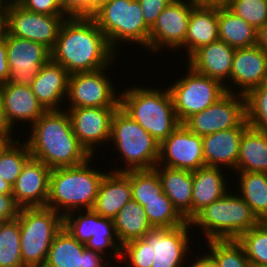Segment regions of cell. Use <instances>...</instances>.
<instances>
[{
  "mask_svg": "<svg viewBox=\"0 0 267 267\" xmlns=\"http://www.w3.org/2000/svg\"><path fill=\"white\" fill-rule=\"evenodd\" d=\"M117 55L90 16H69L51 50V59L69 74L113 66Z\"/></svg>",
  "mask_w": 267,
  "mask_h": 267,
  "instance_id": "6da1fadb",
  "label": "cell"
},
{
  "mask_svg": "<svg viewBox=\"0 0 267 267\" xmlns=\"http://www.w3.org/2000/svg\"><path fill=\"white\" fill-rule=\"evenodd\" d=\"M24 136L32 158L50 169L77 166L91 157L76 138L64 109L46 111Z\"/></svg>",
  "mask_w": 267,
  "mask_h": 267,
  "instance_id": "7a4b0ae2",
  "label": "cell"
},
{
  "mask_svg": "<svg viewBox=\"0 0 267 267\" xmlns=\"http://www.w3.org/2000/svg\"><path fill=\"white\" fill-rule=\"evenodd\" d=\"M94 157L77 166L51 170L46 207L62 216L76 210H92L100 183L108 172L92 167Z\"/></svg>",
  "mask_w": 267,
  "mask_h": 267,
  "instance_id": "3957f363",
  "label": "cell"
},
{
  "mask_svg": "<svg viewBox=\"0 0 267 267\" xmlns=\"http://www.w3.org/2000/svg\"><path fill=\"white\" fill-rule=\"evenodd\" d=\"M139 85L119 91L120 108L160 144L181 124L170 91L167 86Z\"/></svg>",
  "mask_w": 267,
  "mask_h": 267,
  "instance_id": "277c9868",
  "label": "cell"
},
{
  "mask_svg": "<svg viewBox=\"0 0 267 267\" xmlns=\"http://www.w3.org/2000/svg\"><path fill=\"white\" fill-rule=\"evenodd\" d=\"M90 17L104 33L110 47L116 53H119L118 50L122 47L119 45L128 46V43L129 45L133 43L132 47L140 45L144 51L148 50L150 28L144 21L138 0L102 1Z\"/></svg>",
  "mask_w": 267,
  "mask_h": 267,
  "instance_id": "5b68a950",
  "label": "cell"
},
{
  "mask_svg": "<svg viewBox=\"0 0 267 267\" xmlns=\"http://www.w3.org/2000/svg\"><path fill=\"white\" fill-rule=\"evenodd\" d=\"M232 192L204 207L189 221L191 228L197 227L201 231L197 233H203V240H236L260 222L238 193Z\"/></svg>",
  "mask_w": 267,
  "mask_h": 267,
  "instance_id": "8992f818",
  "label": "cell"
},
{
  "mask_svg": "<svg viewBox=\"0 0 267 267\" xmlns=\"http://www.w3.org/2000/svg\"><path fill=\"white\" fill-rule=\"evenodd\" d=\"M110 141L108 145L115 146L113 151L121 154L117 157L120 165L125 164L118 168L114 165L111 171L153 169L158 163L160 144L120 107L112 118Z\"/></svg>",
  "mask_w": 267,
  "mask_h": 267,
  "instance_id": "52a82bcc",
  "label": "cell"
},
{
  "mask_svg": "<svg viewBox=\"0 0 267 267\" xmlns=\"http://www.w3.org/2000/svg\"><path fill=\"white\" fill-rule=\"evenodd\" d=\"M20 245L26 267H43L50 245L63 228V216L48 207L20 208Z\"/></svg>",
  "mask_w": 267,
  "mask_h": 267,
  "instance_id": "ba28073f",
  "label": "cell"
},
{
  "mask_svg": "<svg viewBox=\"0 0 267 267\" xmlns=\"http://www.w3.org/2000/svg\"><path fill=\"white\" fill-rule=\"evenodd\" d=\"M63 227L86 248L107 256L115 265L120 263L122 245L113 219L100 216L93 210H76L63 216Z\"/></svg>",
  "mask_w": 267,
  "mask_h": 267,
  "instance_id": "9c48e42d",
  "label": "cell"
},
{
  "mask_svg": "<svg viewBox=\"0 0 267 267\" xmlns=\"http://www.w3.org/2000/svg\"><path fill=\"white\" fill-rule=\"evenodd\" d=\"M186 68L185 75L183 73L167 86L180 123L203 111L226 93L225 86L220 81L204 76L188 65Z\"/></svg>",
  "mask_w": 267,
  "mask_h": 267,
  "instance_id": "30bf717a",
  "label": "cell"
},
{
  "mask_svg": "<svg viewBox=\"0 0 267 267\" xmlns=\"http://www.w3.org/2000/svg\"><path fill=\"white\" fill-rule=\"evenodd\" d=\"M109 68L113 67L107 66L92 72L70 74L66 98V103H69L68 105L65 104L64 107H120V92H118V86L117 88L114 87V80L108 74Z\"/></svg>",
  "mask_w": 267,
  "mask_h": 267,
  "instance_id": "8fae6325",
  "label": "cell"
},
{
  "mask_svg": "<svg viewBox=\"0 0 267 267\" xmlns=\"http://www.w3.org/2000/svg\"><path fill=\"white\" fill-rule=\"evenodd\" d=\"M246 119L245 96L226 92L215 103L182 124L199 136L238 127Z\"/></svg>",
  "mask_w": 267,
  "mask_h": 267,
  "instance_id": "7c38bea8",
  "label": "cell"
},
{
  "mask_svg": "<svg viewBox=\"0 0 267 267\" xmlns=\"http://www.w3.org/2000/svg\"><path fill=\"white\" fill-rule=\"evenodd\" d=\"M196 4L192 0L171 1L150 29L149 54H158L163 48L177 51L185 42L191 10Z\"/></svg>",
  "mask_w": 267,
  "mask_h": 267,
  "instance_id": "4fadbf2b",
  "label": "cell"
},
{
  "mask_svg": "<svg viewBox=\"0 0 267 267\" xmlns=\"http://www.w3.org/2000/svg\"><path fill=\"white\" fill-rule=\"evenodd\" d=\"M69 15H46L31 12L19 4L8 8L7 33L18 38L43 44L50 51L54 48L62 23Z\"/></svg>",
  "mask_w": 267,
  "mask_h": 267,
  "instance_id": "5bb4252c",
  "label": "cell"
},
{
  "mask_svg": "<svg viewBox=\"0 0 267 267\" xmlns=\"http://www.w3.org/2000/svg\"><path fill=\"white\" fill-rule=\"evenodd\" d=\"M190 222L175 228H153L143 239L152 246L154 259L151 267H185L193 253ZM191 237V238H190ZM190 245V246H189ZM190 254H189V253ZM188 255V258H187Z\"/></svg>",
  "mask_w": 267,
  "mask_h": 267,
  "instance_id": "9a60e30c",
  "label": "cell"
},
{
  "mask_svg": "<svg viewBox=\"0 0 267 267\" xmlns=\"http://www.w3.org/2000/svg\"><path fill=\"white\" fill-rule=\"evenodd\" d=\"M118 108H64L76 138L91 156L110 142L112 118Z\"/></svg>",
  "mask_w": 267,
  "mask_h": 267,
  "instance_id": "2e32d148",
  "label": "cell"
},
{
  "mask_svg": "<svg viewBox=\"0 0 267 267\" xmlns=\"http://www.w3.org/2000/svg\"><path fill=\"white\" fill-rule=\"evenodd\" d=\"M5 39L10 67L8 83L31 86L42 66L51 58V51L41 43L8 33Z\"/></svg>",
  "mask_w": 267,
  "mask_h": 267,
  "instance_id": "e0dca14e",
  "label": "cell"
},
{
  "mask_svg": "<svg viewBox=\"0 0 267 267\" xmlns=\"http://www.w3.org/2000/svg\"><path fill=\"white\" fill-rule=\"evenodd\" d=\"M157 165L194 171L205 166L202 136L182 123L159 146Z\"/></svg>",
  "mask_w": 267,
  "mask_h": 267,
  "instance_id": "ac0fdd59",
  "label": "cell"
},
{
  "mask_svg": "<svg viewBox=\"0 0 267 267\" xmlns=\"http://www.w3.org/2000/svg\"><path fill=\"white\" fill-rule=\"evenodd\" d=\"M266 81L267 53L257 45L235 49L230 80L225 85L226 92L245 96Z\"/></svg>",
  "mask_w": 267,
  "mask_h": 267,
  "instance_id": "d6986e66",
  "label": "cell"
},
{
  "mask_svg": "<svg viewBox=\"0 0 267 267\" xmlns=\"http://www.w3.org/2000/svg\"><path fill=\"white\" fill-rule=\"evenodd\" d=\"M51 170L32 157L25 163L12 186V195L20 208L46 207Z\"/></svg>",
  "mask_w": 267,
  "mask_h": 267,
  "instance_id": "ffe728a7",
  "label": "cell"
},
{
  "mask_svg": "<svg viewBox=\"0 0 267 267\" xmlns=\"http://www.w3.org/2000/svg\"><path fill=\"white\" fill-rule=\"evenodd\" d=\"M248 126L245 119L238 127L202 136L205 166L236 172L240 140Z\"/></svg>",
  "mask_w": 267,
  "mask_h": 267,
  "instance_id": "44dd1931",
  "label": "cell"
},
{
  "mask_svg": "<svg viewBox=\"0 0 267 267\" xmlns=\"http://www.w3.org/2000/svg\"><path fill=\"white\" fill-rule=\"evenodd\" d=\"M5 118L14 130L18 122H28V129L47 110L34 95L31 86L5 83L0 85Z\"/></svg>",
  "mask_w": 267,
  "mask_h": 267,
  "instance_id": "7402d4cb",
  "label": "cell"
},
{
  "mask_svg": "<svg viewBox=\"0 0 267 267\" xmlns=\"http://www.w3.org/2000/svg\"><path fill=\"white\" fill-rule=\"evenodd\" d=\"M69 75L65 68L50 58L32 81V91L47 111L64 109Z\"/></svg>",
  "mask_w": 267,
  "mask_h": 267,
  "instance_id": "603a6c76",
  "label": "cell"
},
{
  "mask_svg": "<svg viewBox=\"0 0 267 267\" xmlns=\"http://www.w3.org/2000/svg\"><path fill=\"white\" fill-rule=\"evenodd\" d=\"M234 53L235 48L218 39L202 46L186 60L194 71L225 86L230 80Z\"/></svg>",
  "mask_w": 267,
  "mask_h": 267,
  "instance_id": "cb8c5ba5",
  "label": "cell"
},
{
  "mask_svg": "<svg viewBox=\"0 0 267 267\" xmlns=\"http://www.w3.org/2000/svg\"><path fill=\"white\" fill-rule=\"evenodd\" d=\"M132 200L130 179L123 172L109 170L102 179L92 210L114 219L123 206Z\"/></svg>",
  "mask_w": 267,
  "mask_h": 267,
  "instance_id": "d4e9b609",
  "label": "cell"
},
{
  "mask_svg": "<svg viewBox=\"0 0 267 267\" xmlns=\"http://www.w3.org/2000/svg\"><path fill=\"white\" fill-rule=\"evenodd\" d=\"M218 39V8L196 4L191 10L185 42L177 50H186L188 59L196 50Z\"/></svg>",
  "mask_w": 267,
  "mask_h": 267,
  "instance_id": "484cf974",
  "label": "cell"
},
{
  "mask_svg": "<svg viewBox=\"0 0 267 267\" xmlns=\"http://www.w3.org/2000/svg\"><path fill=\"white\" fill-rule=\"evenodd\" d=\"M224 173L221 167L209 166L192 171V218L204 207L234 189L229 186L231 184H228Z\"/></svg>",
  "mask_w": 267,
  "mask_h": 267,
  "instance_id": "4316f807",
  "label": "cell"
},
{
  "mask_svg": "<svg viewBox=\"0 0 267 267\" xmlns=\"http://www.w3.org/2000/svg\"><path fill=\"white\" fill-rule=\"evenodd\" d=\"M164 194L174 208L189 222L192 219V171L156 165Z\"/></svg>",
  "mask_w": 267,
  "mask_h": 267,
  "instance_id": "83f0119b",
  "label": "cell"
},
{
  "mask_svg": "<svg viewBox=\"0 0 267 267\" xmlns=\"http://www.w3.org/2000/svg\"><path fill=\"white\" fill-rule=\"evenodd\" d=\"M236 171L267 173V133L248 126L240 140Z\"/></svg>",
  "mask_w": 267,
  "mask_h": 267,
  "instance_id": "f1b7e54d",
  "label": "cell"
},
{
  "mask_svg": "<svg viewBox=\"0 0 267 267\" xmlns=\"http://www.w3.org/2000/svg\"><path fill=\"white\" fill-rule=\"evenodd\" d=\"M218 32L219 40L235 49L249 48L257 44V29L228 7L218 8Z\"/></svg>",
  "mask_w": 267,
  "mask_h": 267,
  "instance_id": "f546056e",
  "label": "cell"
},
{
  "mask_svg": "<svg viewBox=\"0 0 267 267\" xmlns=\"http://www.w3.org/2000/svg\"><path fill=\"white\" fill-rule=\"evenodd\" d=\"M238 195L249 205L260 222L267 218V173L236 171ZM239 187V188H238ZM238 188V189H236Z\"/></svg>",
  "mask_w": 267,
  "mask_h": 267,
  "instance_id": "4dcf8cb0",
  "label": "cell"
},
{
  "mask_svg": "<svg viewBox=\"0 0 267 267\" xmlns=\"http://www.w3.org/2000/svg\"><path fill=\"white\" fill-rule=\"evenodd\" d=\"M84 262L85 244L63 227L52 241L43 267H84Z\"/></svg>",
  "mask_w": 267,
  "mask_h": 267,
  "instance_id": "1f68e13d",
  "label": "cell"
},
{
  "mask_svg": "<svg viewBox=\"0 0 267 267\" xmlns=\"http://www.w3.org/2000/svg\"><path fill=\"white\" fill-rule=\"evenodd\" d=\"M119 242L125 243L143 238L153 227L139 203L134 200L127 202L113 219Z\"/></svg>",
  "mask_w": 267,
  "mask_h": 267,
  "instance_id": "d6a6232c",
  "label": "cell"
},
{
  "mask_svg": "<svg viewBox=\"0 0 267 267\" xmlns=\"http://www.w3.org/2000/svg\"><path fill=\"white\" fill-rule=\"evenodd\" d=\"M17 138L10 140L0 152V177L12 186L32 157L26 141L19 136Z\"/></svg>",
  "mask_w": 267,
  "mask_h": 267,
  "instance_id": "836d02e7",
  "label": "cell"
},
{
  "mask_svg": "<svg viewBox=\"0 0 267 267\" xmlns=\"http://www.w3.org/2000/svg\"><path fill=\"white\" fill-rule=\"evenodd\" d=\"M129 179L132 188V200L142 207L146 202L158 199L163 193L157 171L153 169L128 170L123 172Z\"/></svg>",
  "mask_w": 267,
  "mask_h": 267,
  "instance_id": "e575fe53",
  "label": "cell"
},
{
  "mask_svg": "<svg viewBox=\"0 0 267 267\" xmlns=\"http://www.w3.org/2000/svg\"><path fill=\"white\" fill-rule=\"evenodd\" d=\"M0 267H26L21 255L18 218L0 222Z\"/></svg>",
  "mask_w": 267,
  "mask_h": 267,
  "instance_id": "d590c367",
  "label": "cell"
},
{
  "mask_svg": "<svg viewBox=\"0 0 267 267\" xmlns=\"http://www.w3.org/2000/svg\"><path fill=\"white\" fill-rule=\"evenodd\" d=\"M205 244L217 267H253L237 240H208Z\"/></svg>",
  "mask_w": 267,
  "mask_h": 267,
  "instance_id": "8d00e7d4",
  "label": "cell"
},
{
  "mask_svg": "<svg viewBox=\"0 0 267 267\" xmlns=\"http://www.w3.org/2000/svg\"><path fill=\"white\" fill-rule=\"evenodd\" d=\"M236 240L244 249L253 267H267V224L265 222H259Z\"/></svg>",
  "mask_w": 267,
  "mask_h": 267,
  "instance_id": "74e56055",
  "label": "cell"
},
{
  "mask_svg": "<svg viewBox=\"0 0 267 267\" xmlns=\"http://www.w3.org/2000/svg\"><path fill=\"white\" fill-rule=\"evenodd\" d=\"M144 211L153 228L170 229L186 222L164 192L158 196V199L146 202Z\"/></svg>",
  "mask_w": 267,
  "mask_h": 267,
  "instance_id": "f35d334b",
  "label": "cell"
},
{
  "mask_svg": "<svg viewBox=\"0 0 267 267\" xmlns=\"http://www.w3.org/2000/svg\"><path fill=\"white\" fill-rule=\"evenodd\" d=\"M245 109L249 126L267 133V81L245 95Z\"/></svg>",
  "mask_w": 267,
  "mask_h": 267,
  "instance_id": "ab89813d",
  "label": "cell"
},
{
  "mask_svg": "<svg viewBox=\"0 0 267 267\" xmlns=\"http://www.w3.org/2000/svg\"><path fill=\"white\" fill-rule=\"evenodd\" d=\"M228 8L257 30L267 22V0H232Z\"/></svg>",
  "mask_w": 267,
  "mask_h": 267,
  "instance_id": "60d3db41",
  "label": "cell"
},
{
  "mask_svg": "<svg viewBox=\"0 0 267 267\" xmlns=\"http://www.w3.org/2000/svg\"><path fill=\"white\" fill-rule=\"evenodd\" d=\"M153 259V248L143 238L129 241L122 246L120 264L126 262L125 267H151Z\"/></svg>",
  "mask_w": 267,
  "mask_h": 267,
  "instance_id": "b9f144b4",
  "label": "cell"
},
{
  "mask_svg": "<svg viewBox=\"0 0 267 267\" xmlns=\"http://www.w3.org/2000/svg\"><path fill=\"white\" fill-rule=\"evenodd\" d=\"M24 9L46 15H68L62 0H21L18 3Z\"/></svg>",
  "mask_w": 267,
  "mask_h": 267,
  "instance_id": "7bdbcfd3",
  "label": "cell"
},
{
  "mask_svg": "<svg viewBox=\"0 0 267 267\" xmlns=\"http://www.w3.org/2000/svg\"><path fill=\"white\" fill-rule=\"evenodd\" d=\"M142 9L144 21L151 29L157 21L160 13L171 3L172 0H138Z\"/></svg>",
  "mask_w": 267,
  "mask_h": 267,
  "instance_id": "ee69618b",
  "label": "cell"
},
{
  "mask_svg": "<svg viewBox=\"0 0 267 267\" xmlns=\"http://www.w3.org/2000/svg\"><path fill=\"white\" fill-rule=\"evenodd\" d=\"M103 0H62L69 16H90Z\"/></svg>",
  "mask_w": 267,
  "mask_h": 267,
  "instance_id": "f6af8a7d",
  "label": "cell"
},
{
  "mask_svg": "<svg viewBox=\"0 0 267 267\" xmlns=\"http://www.w3.org/2000/svg\"><path fill=\"white\" fill-rule=\"evenodd\" d=\"M19 211L20 207L12 194H0V222L16 219Z\"/></svg>",
  "mask_w": 267,
  "mask_h": 267,
  "instance_id": "bcb514c9",
  "label": "cell"
},
{
  "mask_svg": "<svg viewBox=\"0 0 267 267\" xmlns=\"http://www.w3.org/2000/svg\"><path fill=\"white\" fill-rule=\"evenodd\" d=\"M107 258V256L85 247L84 267H117Z\"/></svg>",
  "mask_w": 267,
  "mask_h": 267,
  "instance_id": "7dc6e473",
  "label": "cell"
},
{
  "mask_svg": "<svg viewBox=\"0 0 267 267\" xmlns=\"http://www.w3.org/2000/svg\"><path fill=\"white\" fill-rule=\"evenodd\" d=\"M10 76V67L7 61L6 39H0V85L8 82Z\"/></svg>",
  "mask_w": 267,
  "mask_h": 267,
  "instance_id": "c3c4849f",
  "label": "cell"
},
{
  "mask_svg": "<svg viewBox=\"0 0 267 267\" xmlns=\"http://www.w3.org/2000/svg\"><path fill=\"white\" fill-rule=\"evenodd\" d=\"M202 253V254H201ZM200 255H194V259H192L190 264L186 265L188 267H217L214 259L207 253V250L204 252L201 251ZM194 260V261H193ZM193 261V262H192ZM193 263V264H192ZM190 265V266H189Z\"/></svg>",
  "mask_w": 267,
  "mask_h": 267,
  "instance_id": "681fc988",
  "label": "cell"
},
{
  "mask_svg": "<svg viewBox=\"0 0 267 267\" xmlns=\"http://www.w3.org/2000/svg\"><path fill=\"white\" fill-rule=\"evenodd\" d=\"M16 133H14V130L10 127L8 124L5 114H4V108H3V101L1 96V89H0V136L3 137H15Z\"/></svg>",
  "mask_w": 267,
  "mask_h": 267,
  "instance_id": "f907efd6",
  "label": "cell"
},
{
  "mask_svg": "<svg viewBox=\"0 0 267 267\" xmlns=\"http://www.w3.org/2000/svg\"><path fill=\"white\" fill-rule=\"evenodd\" d=\"M256 45L267 53V22L257 30Z\"/></svg>",
  "mask_w": 267,
  "mask_h": 267,
  "instance_id": "816d5d0a",
  "label": "cell"
},
{
  "mask_svg": "<svg viewBox=\"0 0 267 267\" xmlns=\"http://www.w3.org/2000/svg\"><path fill=\"white\" fill-rule=\"evenodd\" d=\"M232 0H197L196 3L205 7H228Z\"/></svg>",
  "mask_w": 267,
  "mask_h": 267,
  "instance_id": "f5cc1de1",
  "label": "cell"
},
{
  "mask_svg": "<svg viewBox=\"0 0 267 267\" xmlns=\"http://www.w3.org/2000/svg\"><path fill=\"white\" fill-rule=\"evenodd\" d=\"M8 13H0V39L7 35Z\"/></svg>",
  "mask_w": 267,
  "mask_h": 267,
  "instance_id": "db71d44e",
  "label": "cell"
},
{
  "mask_svg": "<svg viewBox=\"0 0 267 267\" xmlns=\"http://www.w3.org/2000/svg\"><path fill=\"white\" fill-rule=\"evenodd\" d=\"M0 194H12V185L0 177Z\"/></svg>",
  "mask_w": 267,
  "mask_h": 267,
  "instance_id": "11a10c76",
  "label": "cell"
},
{
  "mask_svg": "<svg viewBox=\"0 0 267 267\" xmlns=\"http://www.w3.org/2000/svg\"><path fill=\"white\" fill-rule=\"evenodd\" d=\"M16 139L15 137H3L0 136V152L4 148V146L10 141Z\"/></svg>",
  "mask_w": 267,
  "mask_h": 267,
  "instance_id": "9f6ffc18",
  "label": "cell"
},
{
  "mask_svg": "<svg viewBox=\"0 0 267 267\" xmlns=\"http://www.w3.org/2000/svg\"><path fill=\"white\" fill-rule=\"evenodd\" d=\"M9 5L4 1L0 0V13H8Z\"/></svg>",
  "mask_w": 267,
  "mask_h": 267,
  "instance_id": "6f0895ef",
  "label": "cell"
},
{
  "mask_svg": "<svg viewBox=\"0 0 267 267\" xmlns=\"http://www.w3.org/2000/svg\"><path fill=\"white\" fill-rule=\"evenodd\" d=\"M9 6L14 4V0H4Z\"/></svg>",
  "mask_w": 267,
  "mask_h": 267,
  "instance_id": "680465c9",
  "label": "cell"
},
{
  "mask_svg": "<svg viewBox=\"0 0 267 267\" xmlns=\"http://www.w3.org/2000/svg\"><path fill=\"white\" fill-rule=\"evenodd\" d=\"M21 0H14V4H18Z\"/></svg>",
  "mask_w": 267,
  "mask_h": 267,
  "instance_id": "91938a15",
  "label": "cell"
}]
</instances>
